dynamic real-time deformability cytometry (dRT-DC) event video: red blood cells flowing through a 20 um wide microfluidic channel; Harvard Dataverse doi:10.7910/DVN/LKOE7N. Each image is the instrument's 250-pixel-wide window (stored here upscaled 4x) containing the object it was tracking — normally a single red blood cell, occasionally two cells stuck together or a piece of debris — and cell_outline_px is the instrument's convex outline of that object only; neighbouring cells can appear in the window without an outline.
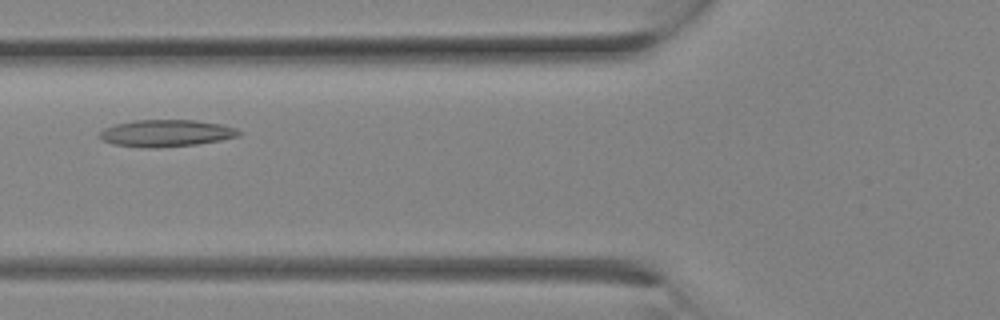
{"species": "Egyptian fruit bat (a non-hibernating species)", "species_latin": "Rousettus aegyptiacus", "temperature_condition": "room temperature", "stored_images_in_passage": 5, "camera_frame_rate_fps": 3000, "um_per_image_px": 0.085, "animal": {"sex": "female"}, "frame": {"image": 1, "passage_image": 4, "time_ms": 1.0, "image_size_px": [1000, 320], "cell_outline_px": [[244, 132], [240, 136], [220, 140], [196, 144], [152, 148], [148, 148], [112, 144], [104, 140], [100, 136], [100, 132], [104, 128], [116, 124], [136, 120], [196, 120], [224, 124], [236, 128]], "centroid_in_image_um": [14.19, 11.31], "position_along_channel_um": 111.6, "area_um2": 21.85}}